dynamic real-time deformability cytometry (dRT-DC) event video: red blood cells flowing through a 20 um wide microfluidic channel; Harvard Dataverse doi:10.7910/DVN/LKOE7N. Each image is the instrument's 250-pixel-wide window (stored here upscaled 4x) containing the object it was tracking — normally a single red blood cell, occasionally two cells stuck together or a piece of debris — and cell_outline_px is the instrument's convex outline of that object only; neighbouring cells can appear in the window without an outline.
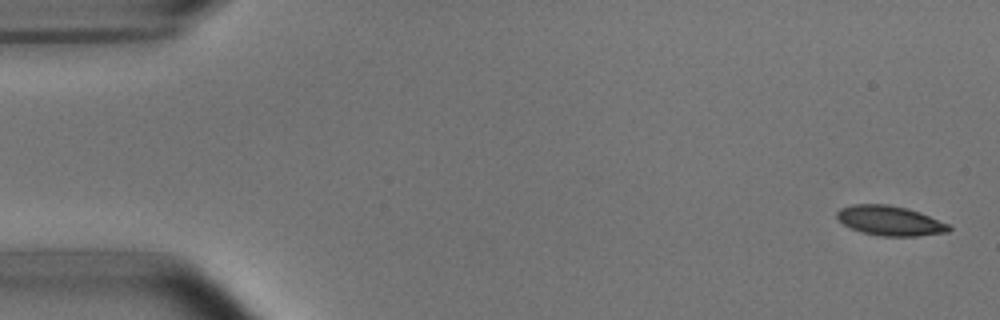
{"species": "common noctule bat (a hibernating species)", "species_latin": "Nyctalus noctula", "temperature_condition": "room temperature", "stored_images_in_passage": 5, "camera_frame_rate_fps": 3000, "um_per_image_px": 0.085, "animal": {"sex": "male", "body_mass_g": 15.6}, "frame": {"image": 1, "passage_image": 1, "time_ms": 0.0, "image_size_px": [1000, 320], "cell_outline_px": [[952, 228], [948, 232], [916, 236], [880, 236], [860, 232], [844, 224], [836, 216], [836, 212], [840, 208], [852, 204], [888, 204], [908, 208], [920, 212], [948, 224]], "centroid_in_image_um": [75.64, 18.75], "position_along_channel_um": 9.4, "area_um2": 19.42}}
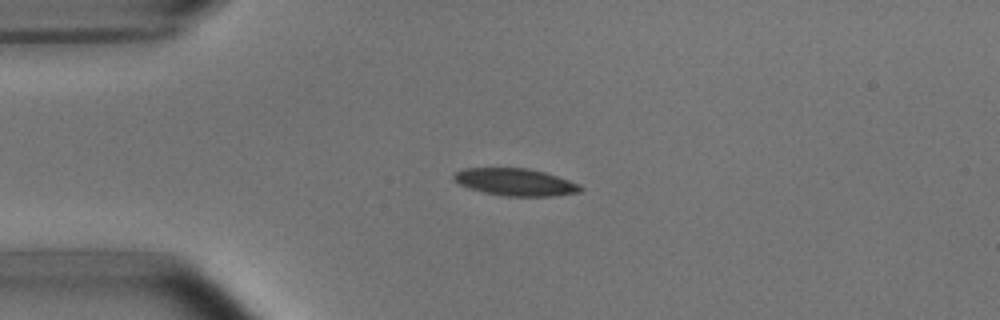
{"frame": {"image": 2, "passage_image": 4, "time_ms": 3.667, "image_size_px": [1000, 320], "cell_outline_px": [[584, 188], [580, 192], [552, 196], [508, 196], [484, 192], [468, 188], [452, 180], [452, 176], [456, 172], [464, 168], [528, 168], [544, 172], [580, 184]], "centroid_in_image_um": [43.79, 15.47], "position_along_channel_um": 41.2, "area_um2": 20.06}}